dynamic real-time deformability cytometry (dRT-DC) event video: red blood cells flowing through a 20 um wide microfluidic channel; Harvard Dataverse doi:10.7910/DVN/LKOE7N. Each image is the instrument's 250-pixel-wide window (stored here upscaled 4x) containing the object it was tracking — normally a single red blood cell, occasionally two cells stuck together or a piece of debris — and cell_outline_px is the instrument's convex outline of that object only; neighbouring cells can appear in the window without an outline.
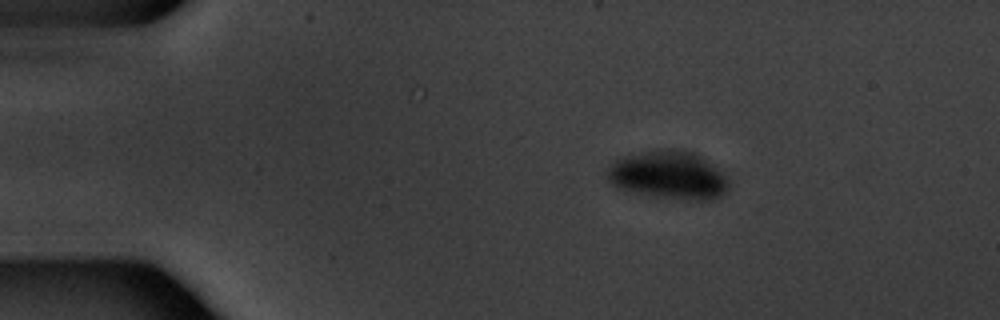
{"species": "common noctule bat (a hibernating species)", "species_latin": "Nyctalus noctula", "temperature_condition": "warm", "stored_images_in_passage": 5, "camera_frame_rate_fps": 3000, "um_per_image_px": 0.085, "animal": {"sex": "male", "body_mass_g": 20.1, "forearm_length_mm": 53.5}, "frame": {"image": 1, "passage_image": 1, "time_ms": 0.0, "image_size_px": [1000, 320], "cell_outline_px": [[728, 188], [720, 196], [712, 200], [680, 200], [656, 196], [616, 188], [608, 180], [608, 172], [612, 164], [616, 160], [628, 156], [668, 148], [672, 148], [692, 152], [700, 156], [720, 172], [728, 180]], "centroid_in_image_um": [56.84, 14.91], "position_along_channel_um": 28.2, "area_um2": 33.35}}